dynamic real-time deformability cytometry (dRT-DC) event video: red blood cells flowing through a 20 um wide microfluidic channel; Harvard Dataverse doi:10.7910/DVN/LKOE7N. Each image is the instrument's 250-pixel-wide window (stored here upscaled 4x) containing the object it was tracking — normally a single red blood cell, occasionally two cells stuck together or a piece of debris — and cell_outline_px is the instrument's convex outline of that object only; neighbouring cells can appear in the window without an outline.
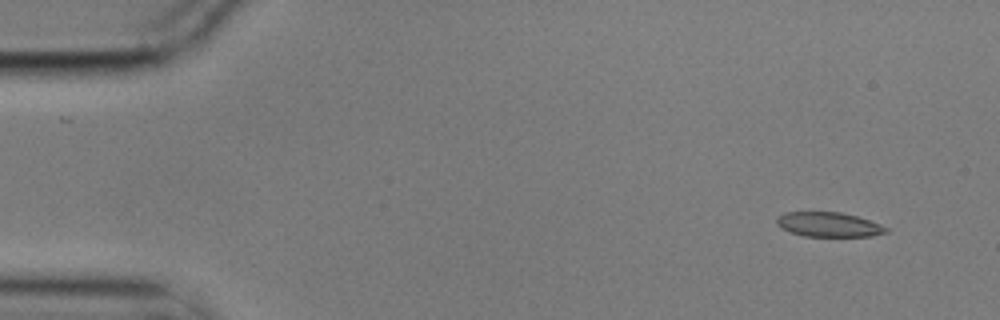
{"species": "common noctule bat (a hibernating species)", "species_latin": "Nyctalus noctula", "temperature_condition": "cold", "stored_images_in_passage": 7, "camera_frame_rate_fps": 3000, "um_per_image_px": 0.085, "animal": {"sex": "male", "body_mass_g": 17.9}, "frame": {"image": 1, "passage_image": 1, "time_ms": 0.0, "image_size_px": [1000, 320], "cell_outline_px": [[888, 232], [872, 236], [804, 236], [780, 228], [776, 224], [776, 216], [784, 212], [840, 212], [856, 216], [880, 224], [888, 228]], "centroid_in_image_um": [70.4, 19.08], "position_along_channel_um": 14.6, "area_um2": 15.66}}
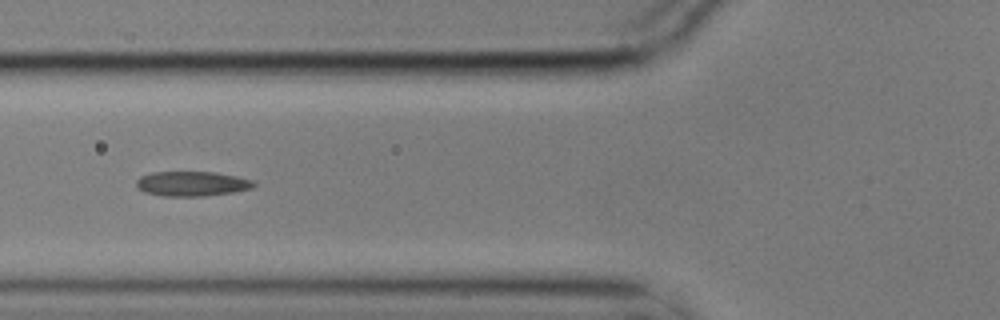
{"frame": {"image": 2, "passage_image": 6, "time_ms": 1.667, "image_size_px": [1000, 320], "cell_outline_px": [[256, 184], [252, 188], [232, 192], [204, 196], [164, 196], [144, 192], [136, 184], [136, 180], [140, 176], [152, 172], [216, 172], [236, 176], [252, 180]], "centroid_in_image_um": [16.31, 15.61], "position_along_channel_um": 109.5, "area_um2": 16.88}}
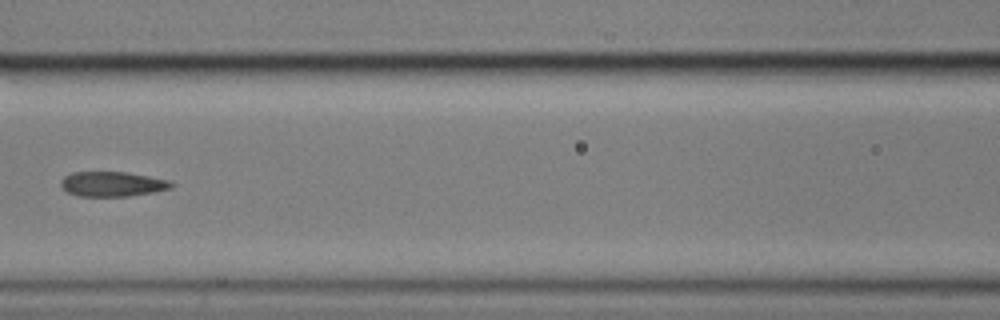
{"frame": {"image": 3, "passage_image": 7, "time_ms": 2.0, "image_size_px": [1000, 320], "cell_outline_px": [[176, 184], [172, 188], [156, 192], [128, 196], [80, 196], [68, 192], [60, 184], [60, 180], [64, 176], [72, 172], [128, 172], [172, 180]], "centroid_in_image_um": [9.62, 15.63], "position_along_channel_um": 157.0, "area_um2": 16.24}}